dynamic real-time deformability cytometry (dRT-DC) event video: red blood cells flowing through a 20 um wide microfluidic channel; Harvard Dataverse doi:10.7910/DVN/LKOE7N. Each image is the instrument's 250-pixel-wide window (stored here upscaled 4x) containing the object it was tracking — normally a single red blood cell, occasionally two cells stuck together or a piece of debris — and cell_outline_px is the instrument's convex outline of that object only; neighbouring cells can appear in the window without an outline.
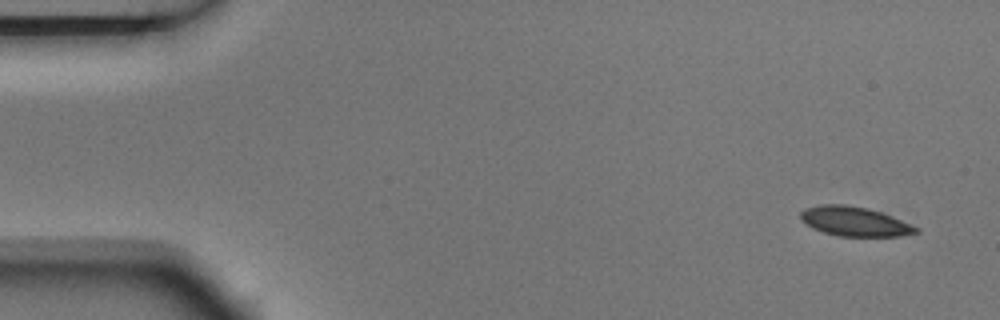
{"species": "Egyptian fruit bat (a non-hibernating species)", "species_latin": "Rousettus aegyptiacus", "temperature_condition": "room temperature", "stored_images_in_passage": 4, "camera_frame_rate_fps": 3000, "um_per_image_px": 0.085, "animal": {"sex": "male"}, "frame": {"image": 1, "passage_image": 1, "time_ms": 0.0, "image_size_px": [1000, 320], "cell_outline_px": [[920, 232], [900, 236], [840, 236], [824, 232], [812, 228], [800, 220], [800, 212], [804, 208], [820, 204], [844, 204], [868, 208], [892, 216], [920, 228]], "centroid_in_image_um": [72.62, 18.81], "position_along_channel_um": 12.4, "area_um2": 19.88}}